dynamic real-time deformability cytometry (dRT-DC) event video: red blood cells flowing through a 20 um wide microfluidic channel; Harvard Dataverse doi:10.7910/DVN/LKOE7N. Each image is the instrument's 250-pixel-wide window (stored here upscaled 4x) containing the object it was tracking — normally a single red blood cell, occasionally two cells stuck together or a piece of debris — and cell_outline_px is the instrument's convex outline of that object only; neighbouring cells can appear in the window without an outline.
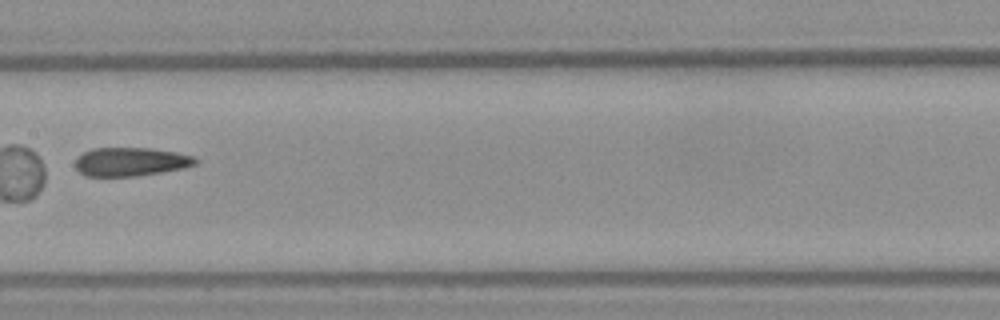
{"species": "Egyptian fruit bat (a non-hibernating species)", "species_latin": "Rousettus aegyptiacus", "temperature_condition": "warm", "stored_images_in_passage": 34, "camera_frame_rate_fps": 3000, "um_per_image_px": 0.085, "frame": {"image": 1, "passage_image": 13, "time_ms": 4.0, "image_size_px": [1000, 320], "cell_outline_px": [[200, 160], [196, 164], [184, 168], [136, 176], [84, 176], [76, 168], [76, 160], [84, 152], [92, 148], [152, 148], [176, 152], [192, 156]], "centroid_in_image_um": [11.13, 13.75], "position_along_channel_um": 196.3, "area_um2": 20.0}}
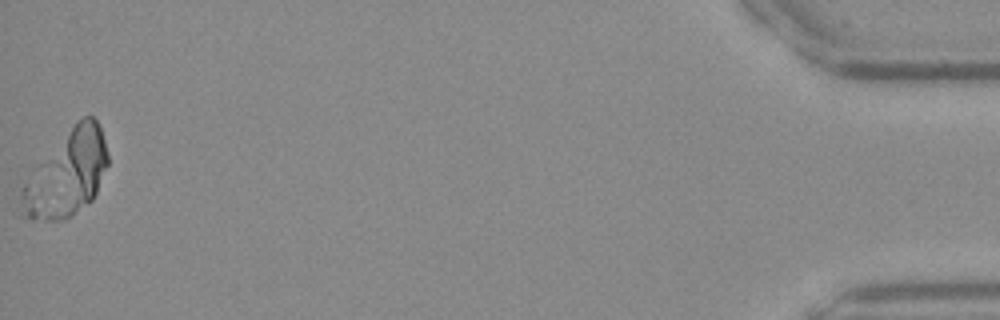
{"frame": {"image": 2, "passage_image": 34, "time_ms": 11.0, "image_size_px": [1000, 320], "cell_outline_px": [[108, 164], [96, 192], [92, 200], [64, 220], [32, 220], [28, 216], [28, 208], [72, 128], [84, 116], [92, 116], [96, 120], [100, 128], [108, 152]], "centroid_in_image_um": [6.16, 14.78], "position_along_channel_um": 429.0, "area_um2": 34.97}}